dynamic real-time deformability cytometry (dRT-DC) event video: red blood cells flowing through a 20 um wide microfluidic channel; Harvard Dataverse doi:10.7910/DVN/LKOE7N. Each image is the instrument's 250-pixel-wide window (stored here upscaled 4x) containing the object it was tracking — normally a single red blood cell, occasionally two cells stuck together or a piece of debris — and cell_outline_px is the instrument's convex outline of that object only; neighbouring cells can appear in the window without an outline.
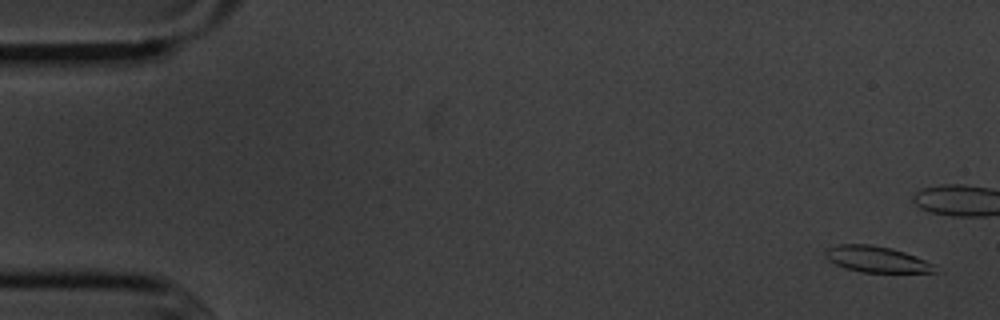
{"species": "common noctule bat (a hibernating species)", "species_latin": "Nyctalus noctula", "temperature_condition": "cold", "stored_images_in_passage": 57, "camera_frame_rate_fps": 3000, "um_per_image_px": 0.085, "animal": {"sex": "male", "body_mass_g": 20.1, "forearm_length_mm": 53.5}, "frame": {"image": 1, "passage_image": 3, "time_ms": 0.667, "image_size_px": [1000, 320], "cell_outline_px": [[936, 272], [860, 272], [844, 268], [828, 260], [824, 256], [824, 252], [828, 248], [840, 244], [872, 244], [892, 248], [916, 256], [936, 264]], "centroid_in_image_um": [74.51, 22.03], "position_along_channel_um": 10.5, "area_um2": 16.76}}
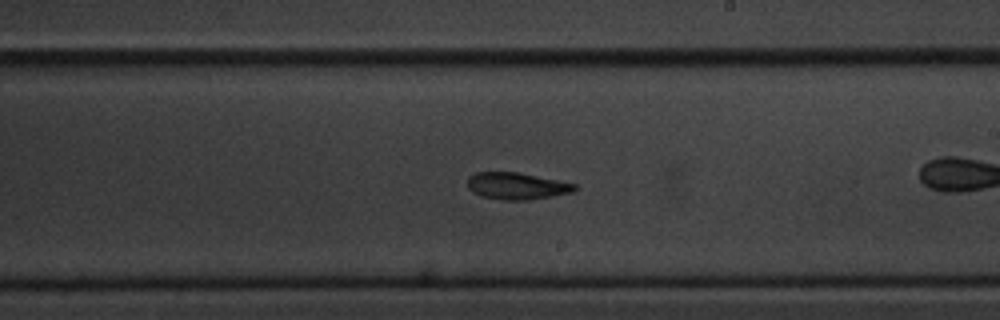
{"frame": {"image": 2, "passage_image": 33, "time_ms": 10.667, "image_size_px": [1000, 320], "cell_outline_px": [[576, 188], [572, 192], [552, 196], [528, 200], [500, 200], [480, 196], [472, 192], [468, 188], [468, 176], [476, 172], [520, 172], [576, 184]], "centroid_in_image_um": [43.88, 15.81], "position_along_channel_um": 245.1, "area_um2": 16.88}}
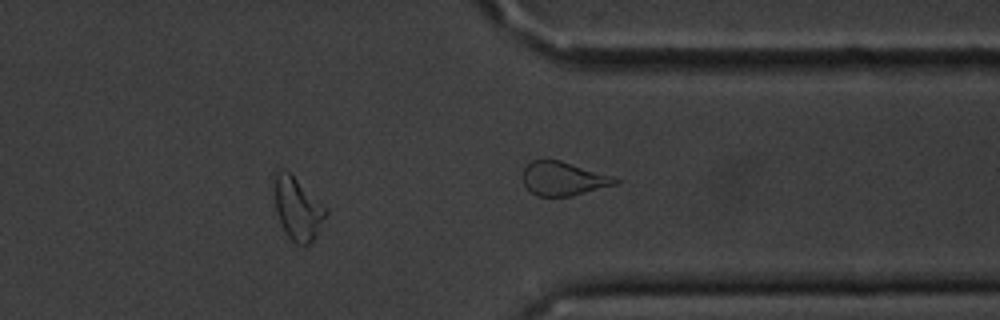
{"frame": {"image": 3, "passage_image": 46, "time_ms": 15.0, "image_size_px": [1000, 320], "cell_outline_px": [[328, 212], [316, 236], [304, 248], [296, 244], [288, 236], [280, 224], [276, 212], [276, 172], [288, 172], [328, 208]], "centroid_in_image_um": [25.35, 17.83], "position_along_channel_um": 386.1, "area_um2": 18.26}, "authors_computed_cell_mechanics": {"area_um2": 17.34, "velocity_mm_per_s": 3.6082, "shape_relaxation_time_tau1_ms": 2.9364, "shape_relaxation_time_tau2_ms": 7.7039, "deformation_change_tau1": 0.154, "deformation_change_tau2": 0.1618}}